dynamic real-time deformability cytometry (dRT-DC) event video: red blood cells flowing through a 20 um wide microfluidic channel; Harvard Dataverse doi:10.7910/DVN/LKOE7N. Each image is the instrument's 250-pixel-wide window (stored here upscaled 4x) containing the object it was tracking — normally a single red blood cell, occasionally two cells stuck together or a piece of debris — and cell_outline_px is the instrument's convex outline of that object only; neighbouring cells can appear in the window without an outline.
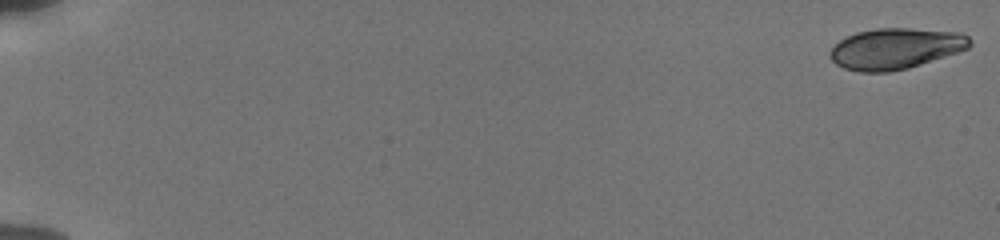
{"species": "human", "species_latin": "Homo sapiens", "temperature_condition": "cold", "stored_images_in_passage": 55, "camera_frame_rate_fps": 3000, "um_per_image_px": 0.085, "donor": {"sex": "male"}, "frame": {"image": 1, "passage_image": 1, "time_ms": 0.0, "image_size_px": [1000, 240], "cell_outline_px": [[972, 44], [968, 48], [908, 68], [888, 72], [860, 72], [844, 68], [836, 64], [828, 56], [828, 52], [840, 40], [856, 32], [876, 28], [908, 28], [960, 32], [968, 36], [972, 40]], "centroid_in_image_um": [76.1, 4.12], "position_along_channel_um": 8.9, "area_um2": 33.23}}
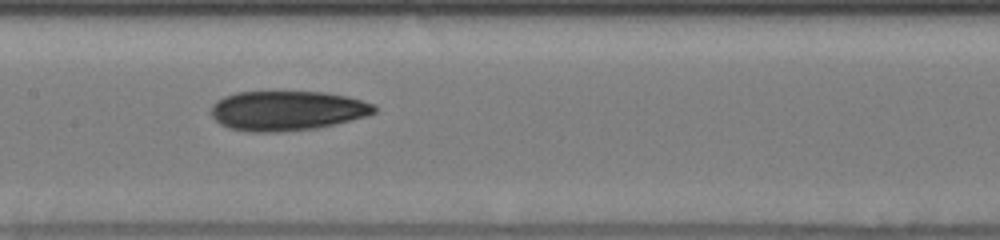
{"frame": {"image": 2, "passage_image": 30, "time_ms": 9.667, "image_size_px": [1000, 240], "cell_outline_px": [[376, 112], [364, 116], [316, 128], [280, 132], [252, 132], [228, 128], [220, 124], [212, 116], [212, 104], [216, 100], [224, 96], [236, 92], [324, 92], [348, 96], [376, 104]], "centroid_in_image_um": [24.38, 9.4], "position_along_channel_um": 183.0, "area_um2": 37.69}}
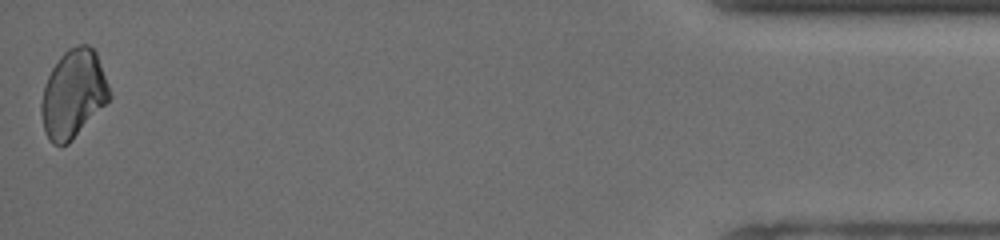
{"frame": {"image": 3, "passage_image": 55, "time_ms": 18.0, "image_size_px": [1000, 240], "cell_outline_px": [[112, 96], [72, 140], [68, 144], [52, 144], [48, 140], [44, 132], [40, 112], [40, 104], [44, 84], [52, 68], [60, 56], [68, 48], [80, 44], [88, 44], [96, 52], [108, 84]], "centroid_in_image_um": [6.2, 7.98], "position_along_channel_um": 429.0, "area_um2": 34.91}, "authors_computed_cell_mechanics": {"area_um2": 35.4892, "velocity_mm_per_s": 3.8574, "shape_relaxation_time_tau1_ms": 4.8701, "shape_relaxation_time_tau2_ms": 3.8978, "deformation_change_tau1": 0.1099, "deformation_change_tau2": 0.083}}